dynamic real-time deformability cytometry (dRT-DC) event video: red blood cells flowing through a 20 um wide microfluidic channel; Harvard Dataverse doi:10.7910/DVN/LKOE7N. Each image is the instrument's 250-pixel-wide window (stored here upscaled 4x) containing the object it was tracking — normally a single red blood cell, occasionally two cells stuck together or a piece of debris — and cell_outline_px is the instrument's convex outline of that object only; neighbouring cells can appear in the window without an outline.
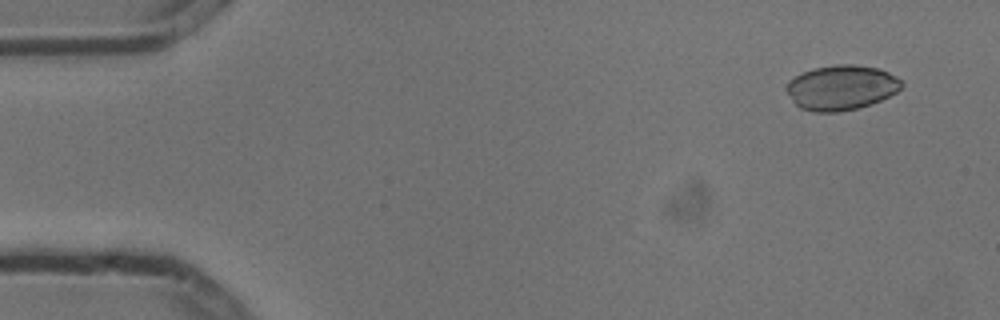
{"species": "common noctule bat (a hibernating species)", "species_latin": "Nyctalus noctula", "temperature_condition": "cold", "stored_images_in_passage": 6, "camera_frame_rate_fps": 3000, "um_per_image_px": 0.085, "animal": {"sex": "male", "body_mass_g": 13.3}, "frame": {"image": 1, "passage_image": 1, "time_ms": 0.0, "image_size_px": [1000, 320], "cell_outline_px": [[904, 84], [896, 92], [872, 104], [856, 108], [836, 112], [812, 112], [800, 108], [792, 100], [784, 88], [788, 80], [812, 68], [836, 64], [856, 64], [880, 68], [896, 76]], "centroid_in_image_um": [71.49, 7.43], "position_along_channel_um": 13.5, "area_um2": 30.29}}
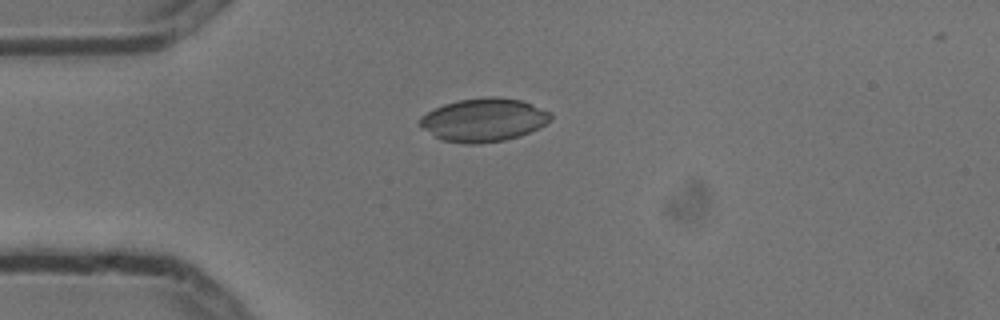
{"frame": {"image": 2, "passage_image": 4, "time_ms": 1.0, "image_size_px": [1000, 320], "cell_outline_px": [[552, 120], [540, 128], [520, 136], [504, 140], [480, 144], [464, 144], [440, 140], [420, 128], [416, 124], [420, 116], [444, 104], [460, 100], [488, 96], [500, 96], [524, 100], [552, 112]], "centroid_in_image_um": [41.12, 10.19], "position_along_channel_um": 43.9, "area_um2": 33.76}}
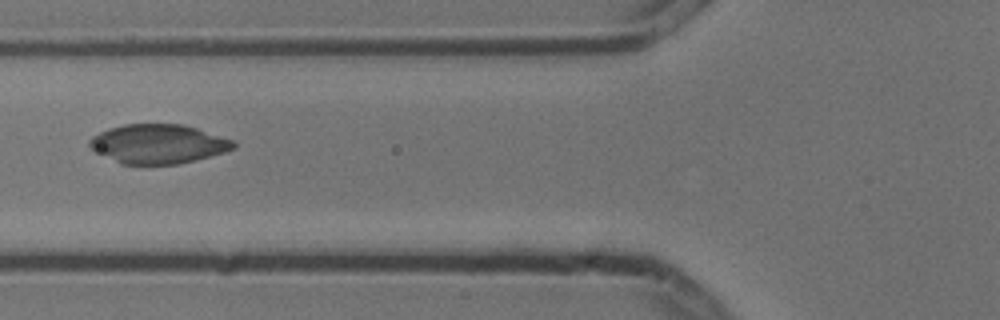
{"frame": {"image": 3, "passage_image": 6, "time_ms": 1.667, "image_size_px": [1000, 320], "cell_outline_px": [[236, 148], [224, 152], [196, 160], [180, 164], [120, 164], [96, 152], [88, 144], [88, 140], [92, 136], [108, 128], [124, 124], [184, 124], [236, 140]], "centroid_in_image_um": [13.47, 12.23], "position_along_channel_um": 112.3, "area_um2": 33.18}}